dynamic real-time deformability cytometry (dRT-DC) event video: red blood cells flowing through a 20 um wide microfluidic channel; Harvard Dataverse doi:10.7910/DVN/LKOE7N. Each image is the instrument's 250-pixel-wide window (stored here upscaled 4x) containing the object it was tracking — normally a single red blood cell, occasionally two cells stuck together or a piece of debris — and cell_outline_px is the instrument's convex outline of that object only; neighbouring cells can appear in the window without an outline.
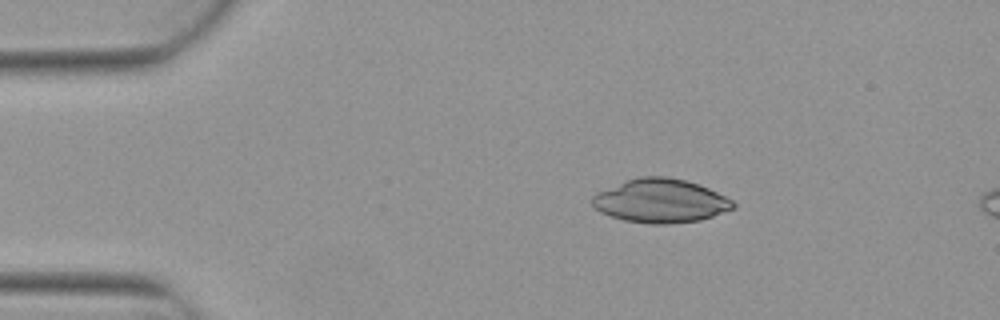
{"species": "Egyptian fruit bat (a non-hibernating species)", "species_latin": "Rousettus aegyptiacus", "temperature_condition": "warm", "stored_images_in_passage": 4, "camera_frame_rate_fps": 3000, "um_per_image_px": 0.085, "animal": {"sex": "female"}, "frame": {"image": 1, "passage_image": 4, "time_ms": 1.0, "image_size_px": [1000, 320], "cell_outline_px": [[736, 208], [700, 220], [668, 224], [652, 224], [624, 220], [600, 212], [592, 204], [592, 196], [596, 192], [628, 180], [640, 176], [668, 176], [684, 180], [708, 188], [732, 200], [736, 204]], "centroid_in_image_um": [56.15, 17.07], "position_along_channel_um": 28.9, "area_um2": 35.66}}